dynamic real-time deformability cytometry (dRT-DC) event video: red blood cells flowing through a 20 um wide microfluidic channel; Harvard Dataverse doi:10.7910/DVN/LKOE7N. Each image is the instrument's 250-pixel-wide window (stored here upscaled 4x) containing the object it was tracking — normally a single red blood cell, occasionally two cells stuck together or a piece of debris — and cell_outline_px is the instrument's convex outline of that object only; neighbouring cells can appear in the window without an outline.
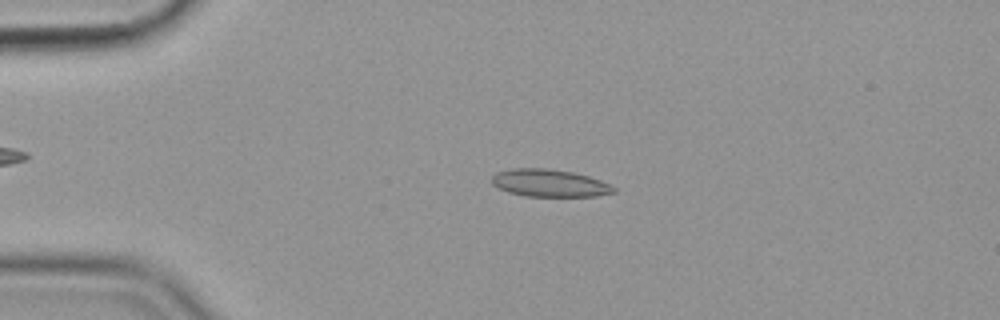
{"species": "common noctule bat (a hibernating species)", "species_latin": "Nyctalus noctula", "temperature_condition": "cold", "stored_images_in_passage": 55, "camera_frame_rate_fps": 3000, "um_per_image_px": 0.085, "animal": {"sex": "female", "body_mass_g": 19.9}, "frame": {"image": 1, "passage_image": 12, "time_ms": 3.667, "image_size_px": [1000, 320], "cell_outline_px": [[616, 192], [596, 196], [524, 196], [508, 192], [496, 188], [492, 184], [492, 176], [496, 172], [512, 168], [544, 168], [572, 172], [588, 176], [600, 180], [616, 188]], "centroid_in_image_um": [46.67, 15.56], "position_along_channel_um": 38.3, "area_um2": 19.54}}
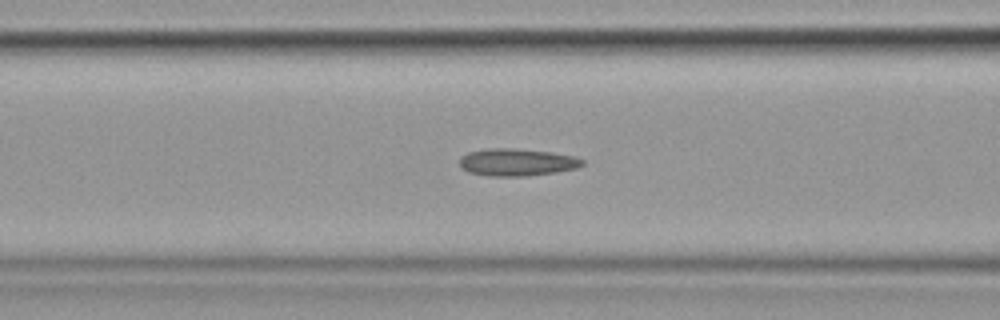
{"frame": {"image": 2, "passage_image": 22, "time_ms": 7.0, "image_size_px": [1000, 320], "cell_outline_px": [[584, 164], [576, 168], [556, 172], [528, 176], [488, 176], [468, 172], [460, 168], [460, 156], [468, 152], [488, 148], [512, 148], [552, 152], [576, 156], [584, 160]], "centroid_in_image_um": [43.93, 13.79], "position_along_channel_um": 122.7, "area_um2": 19.77}}
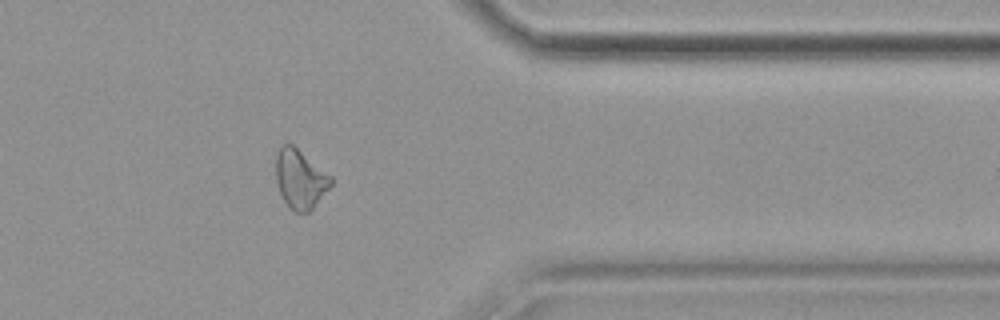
{"frame": {"image": 3, "passage_image": 45, "time_ms": 14.667, "image_size_px": [1000, 320], "cell_outline_px": [[332, 184], [312, 208], [308, 212], [296, 212], [288, 208], [280, 192], [276, 180], [276, 156], [280, 148], [284, 144], [292, 144], [332, 176]], "centroid_in_image_um": [25.51, 15.22], "position_along_channel_um": 385.9, "area_um2": 18.67}, "authors_computed_cell_mechanics": {"area_um2": 19.1318, "velocity_mm_per_s": 3.5916, "shape_relaxation_time_tau1_ms": null, "shape_relaxation_time_tau2_ms": 5.7832, "deformation_change_tau1": null, "deformation_change_tau2": 0.1332}}